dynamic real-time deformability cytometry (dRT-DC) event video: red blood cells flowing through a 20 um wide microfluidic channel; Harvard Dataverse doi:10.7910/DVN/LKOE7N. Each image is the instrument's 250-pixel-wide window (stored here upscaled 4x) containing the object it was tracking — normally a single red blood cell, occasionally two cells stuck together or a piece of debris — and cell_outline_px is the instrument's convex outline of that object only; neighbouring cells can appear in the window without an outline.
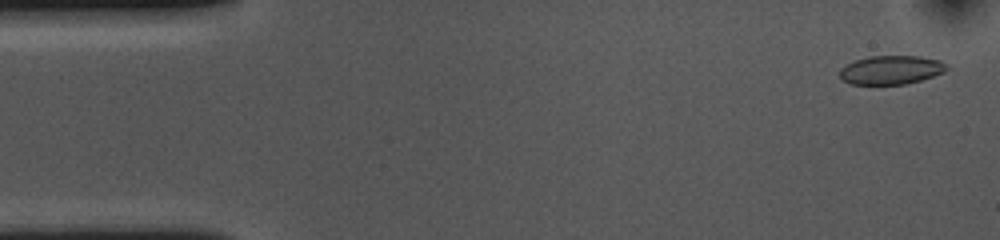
{"species": "common noctule bat (a hibernating species)", "species_latin": "Nyctalus noctula", "temperature_condition": "cold", "stored_images_in_passage": 51, "camera_frame_rate_fps": 3000, "um_per_image_px": 0.085, "animal": {"sex": "female", "body_mass_g": 10.0, "forearm_length_mm": 53.1}, "frame": {"image": 1, "passage_image": 2, "time_ms": 0.333, "image_size_px": [1000, 240], "cell_outline_px": [[948, 68], [944, 72], [920, 80], [904, 84], [852, 84], [844, 80], [840, 76], [840, 68], [856, 60], [868, 56], [920, 56], [940, 60], [948, 64]], "centroid_in_image_um": [75.77, 5.93], "position_along_channel_um": 9.2, "area_um2": 17.8}}
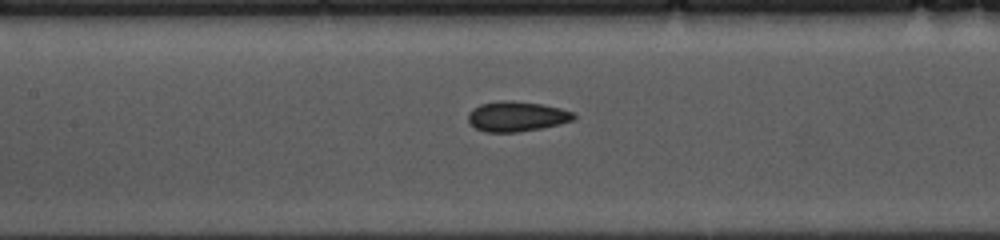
{"frame": {"image": 2, "passage_image": 23, "time_ms": 7.333, "image_size_px": [1000, 240], "cell_outline_px": [[576, 116], [572, 120], [560, 124], [540, 128], [516, 132], [484, 132], [476, 128], [468, 120], [468, 112], [472, 108], [480, 104], [504, 100], [512, 100], [540, 104], [560, 108], [576, 112]], "centroid_in_image_um": [43.91, 9.89], "position_along_channel_um": 163.5, "area_um2": 18.5}}
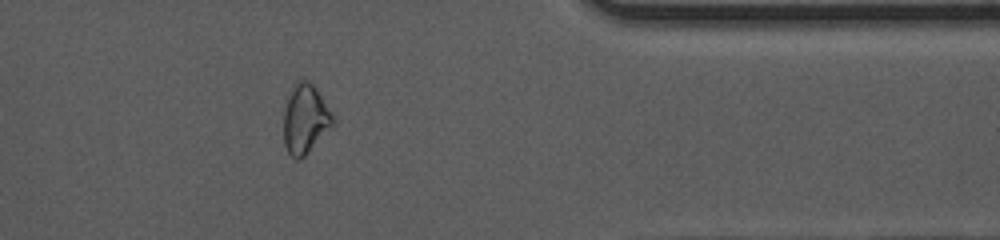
{"frame": {"image": 3, "passage_image": 43, "time_ms": 14.0, "image_size_px": [1000, 240], "cell_outline_px": [[332, 124], [304, 156], [300, 160], [296, 160], [288, 152], [284, 144], [284, 108], [296, 80], [300, 76], [308, 80], [312, 84], [332, 112]], "centroid_in_image_um": [25.9, 10.08], "position_along_channel_um": 385.5, "area_um2": 19.36}, "authors_computed_cell_mechanics": {"area_um2": 18.496, "velocity_mm_per_s": 3.6525, "shape_relaxation_time_tau1_ms": 4.7848, "shape_relaxation_time_tau2_ms": 2.1635, "deformation_change_tau1": 0.0933, "deformation_change_tau2": 0.0676}}